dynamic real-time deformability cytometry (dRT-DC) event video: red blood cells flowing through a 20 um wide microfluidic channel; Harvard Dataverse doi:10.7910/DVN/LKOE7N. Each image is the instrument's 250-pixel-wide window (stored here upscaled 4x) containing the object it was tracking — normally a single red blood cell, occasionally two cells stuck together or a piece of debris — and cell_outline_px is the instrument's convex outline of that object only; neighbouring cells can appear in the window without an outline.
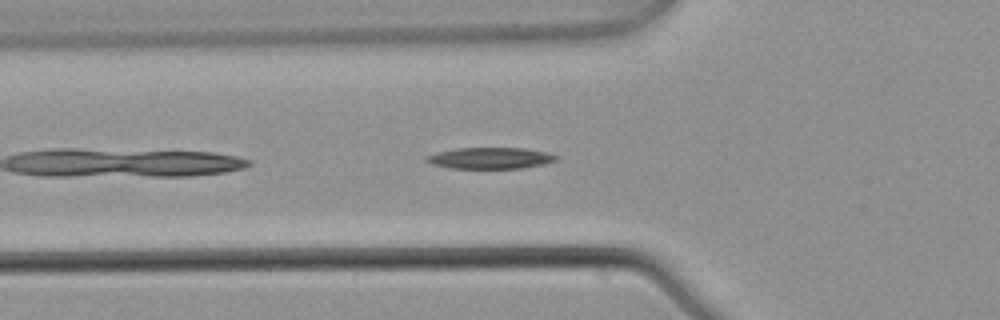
{"species": "common noctule bat (a hibernating species)", "species_latin": "Nyctalus noctula", "temperature_condition": "warm", "stored_images_in_passage": 5, "camera_frame_rate_fps": 3000, "um_per_image_px": 0.085, "animal": {"sex": "male", "body_mass_g": 21.5, "forearm_length_mm": 52.0}, "frame": {"image": 1, "passage_image": 5, "time_ms": 1.333, "image_size_px": [1000, 320], "cell_outline_px": [[560, 156], [556, 160], [544, 164], [520, 168], [452, 168], [432, 164], [424, 160], [424, 156], [436, 152], [456, 148], [524, 148], [544, 152]], "centroid_in_image_um": [41.63, 13.43], "position_along_channel_um": 84.2, "area_um2": 16.07}}